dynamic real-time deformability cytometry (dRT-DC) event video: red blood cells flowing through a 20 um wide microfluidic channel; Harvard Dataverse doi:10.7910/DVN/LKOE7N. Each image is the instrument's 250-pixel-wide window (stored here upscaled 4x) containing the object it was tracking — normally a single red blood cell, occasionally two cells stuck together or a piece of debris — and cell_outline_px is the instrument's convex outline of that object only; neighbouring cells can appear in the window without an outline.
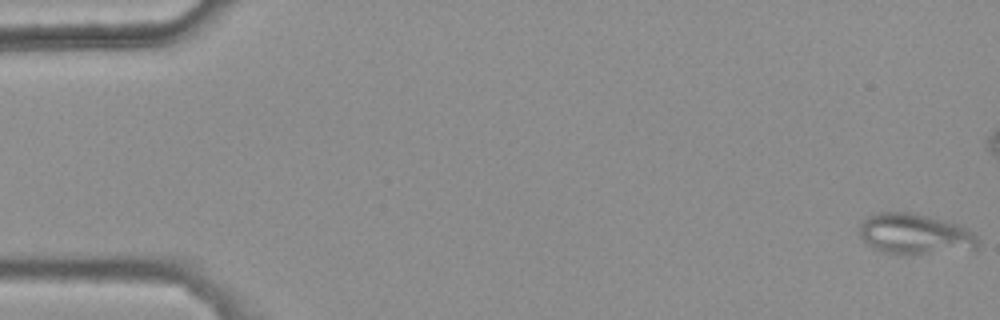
{"species": "common noctule bat (a hibernating species)", "species_latin": "Nyctalus noctula", "temperature_condition": "warm", "stored_images_in_passage": 48, "camera_frame_rate_fps": 3000, "um_per_image_px": 0.085, "animal": {"sex": "female", "body_mass_g": 25.1}, "frame": {"image": 1, "passage_image": 1, "time_ms": 0.0, "image_size_px": [1000, 320], "cell_outline_px": [[980, 240], [976, 248], [900, 256], [884, 252], [872, 248], [860, 236], [860, 224], [868, 216], [876, 212], [912, 212], [960, 224], [972, 232]], "centroid_in_image_um": [77.74, 19.89], "position_along_channel_um": 7.3, "area_um2": 28.21}}
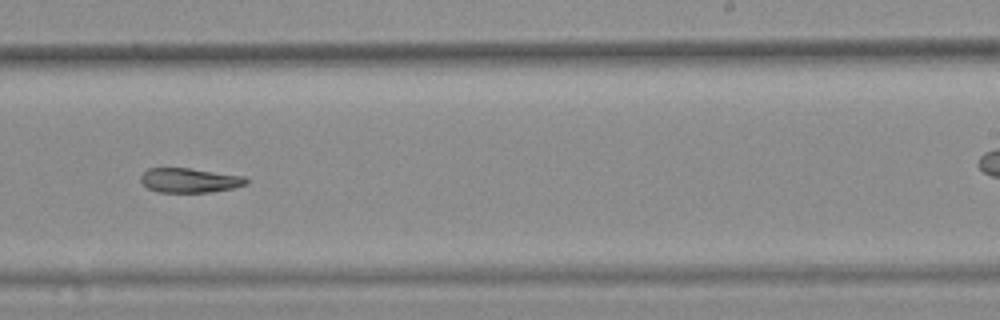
{"frame": {"image": 2, "passage_image": 34, "time_ms": 11.0, "image_size_px": [1000, 320], "cell_outline_px": [[248, 184], [232, 188], [212, 192], [160, 192], [148, 188], [140, 180], [140, 176], [148, 168], [188, 168], [244, 176], [248, 180]], "centroid_in_image_um": [16.12, 15.33], "position_along_channel_um": 272.9, "area_um2": 14.97}}
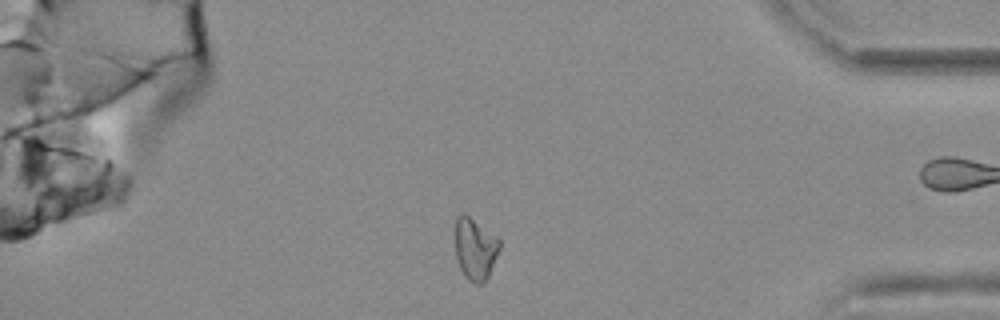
{"frame": {"image": 3, "passage_image": 46, "time_ms": 15.0, "image_size_px": [1000, 320], "cell_outline_px": [[500, 248], [488, 276], [484, 284], [476, 284], [468, 280], [464, 276], [456, 260], [456, 216], [460, 212], [464, 212], [496, 236], [500, 240]], "centroid_in_image_um": [40.38, 21.15], "position_along_channel_um": 394.8, "area_um2": 16.07}, "authors_computed_cell_mechanics": {"area_um2": 16.762, "velocity_mm_per_s": 3.7676, "shape_relaxation_time_tau1_ms": null, "shape_relaxation_time_tau2_ms": 6.0369, "deformation_change_tau1": null, "deformation_change_tau2": 0.1293}}